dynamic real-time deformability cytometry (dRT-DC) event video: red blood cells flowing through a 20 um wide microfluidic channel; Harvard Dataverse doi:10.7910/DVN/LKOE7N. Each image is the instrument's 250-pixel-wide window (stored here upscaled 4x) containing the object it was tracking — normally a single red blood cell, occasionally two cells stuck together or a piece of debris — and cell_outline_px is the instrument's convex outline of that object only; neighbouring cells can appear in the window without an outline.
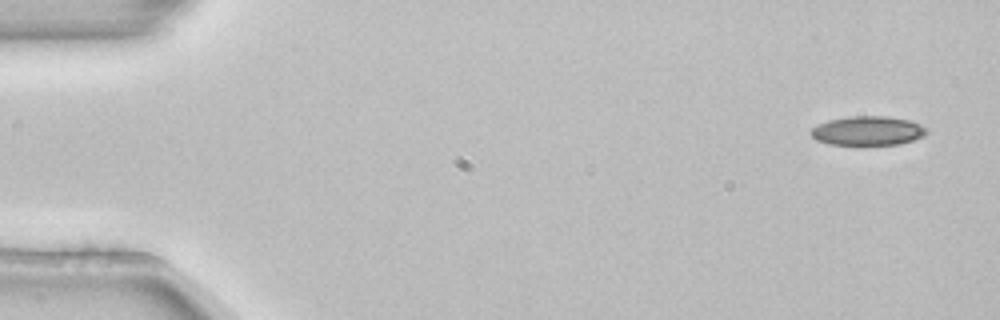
{"species": "common noctule bat (a hibernating species)", "species_latin": "Nyctalus noctula", "temperature_condition": "room temperature", "stored_images_in_passage": 5, "camera_frame_rate_fps": 3000, "um_per_image_px": 0.085, "animal": {"sex": "female", "body_mass_g": 22.7, "forearm_length_mm": 54.2}, "frame": {"image": 1, "passage_image": 1, "time_ms": 0.0, "image_size_px": [1000, 320], "cell_outline_px": [[928, 132], [924, 136], [900, 144], [828, 144], [816, 140], [808, 132], [812, 128], [828, 120], [848, 116], [888, 116], [912, 120], [928, 128]], "centroid_in_image_um": [73.79, 11.1], "position_along_channel_um": 11.2, "area_um2": 19.77}}
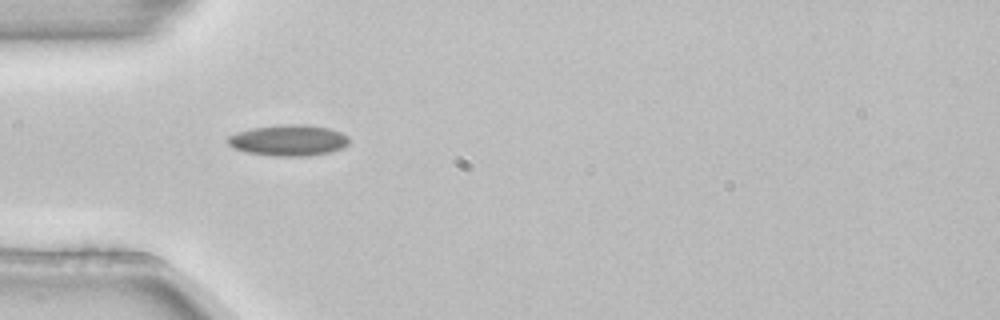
{"frame": {"image": 2, "passage_image": 4, "time_ms": 1.0, "image_size_px": [1000, 320], "cell_outline_px": [[348, 144], [344, 148], [328, 152], [308, 156], [276, 156], [244, 152], [232, 148], [228, 144], [228, 136], [236, 132], [252, 128], [280, 124], [308, 124], [332, 128], [348, 136]], "centroid_in_image_um": [24.52, 11.92], "position_along_channel_um": 60.5, "area_um2": 22.25}}